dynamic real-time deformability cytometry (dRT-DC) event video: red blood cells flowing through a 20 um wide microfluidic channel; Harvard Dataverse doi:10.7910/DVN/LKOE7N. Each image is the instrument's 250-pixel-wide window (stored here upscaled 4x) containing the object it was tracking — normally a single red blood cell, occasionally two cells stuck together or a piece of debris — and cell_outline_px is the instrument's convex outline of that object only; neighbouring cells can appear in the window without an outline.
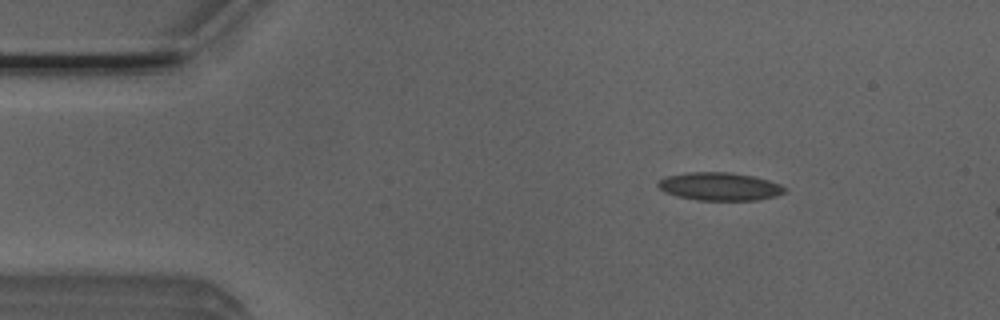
{"species": "Egyptian fruit bat (a non-hibernating species)", "species_latin": "Rousettus aegyptiacus", "temperature_condition": "room temperature", "stored_images_in_passage": 3, "camera_frame_rate_fps": 3000, "um_per_image_px": 0.085, "animal": {"sex": "male"}, "frame": {"image": 1, "passage_image": 1, "time_ms": 0.0, "image_size_px": [1000, 320], "cell_outline_px": [[788, 192], [776, 196], [760, 200], [700, 200], [676, 196], [664, 192], [656, 184], [664, 176], [688, 172], [728, 172], [752, 176], [768, 180], [780, 184], [788, 188]], "centroid_in_image_um": [61.19, 15.85], "position_along_channel_um": 23.8, "area_um2": 20.87}}